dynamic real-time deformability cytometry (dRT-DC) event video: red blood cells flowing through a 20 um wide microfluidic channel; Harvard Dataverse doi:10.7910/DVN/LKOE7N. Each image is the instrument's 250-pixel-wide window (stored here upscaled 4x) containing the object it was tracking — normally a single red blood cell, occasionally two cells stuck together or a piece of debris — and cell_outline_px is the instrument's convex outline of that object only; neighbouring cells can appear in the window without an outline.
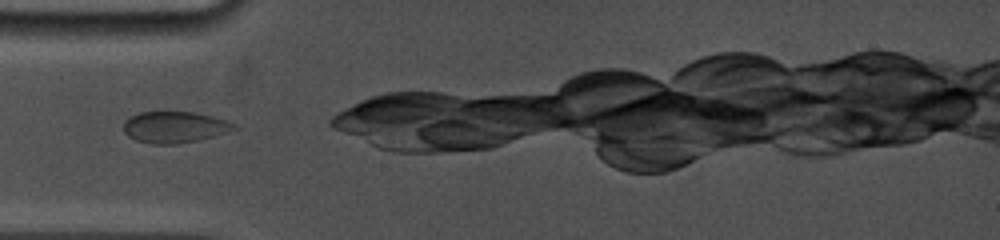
{"species": "common noctule bat (a hibernating species)", "species_latin": "Nyctalus noctula", "temperature_condition": "cold", "stored_images_in_passage": 6, "camera_frame_rate_fps": 5000, "um_per_image_px": 0.085, "animal": {"sex": "female", "body_mass_g": 19.0, "forearm_length_mm": 53.3}, "frame": {"image": 1, "passage_image": 1, "time_ms": 0.0, "image_size_px": [1000, 240], "cell_outline_px": [[240, 128], [228, 132], [196, 140], [176, 144], [152, 144], [136, 140], [128, 136], [124, 132], [124, 120], [140, 112], [196, 112], [212, 116], [236, 124]], "centroid_in_image_um": [14.84, 10.8], "position_along_channel_um": 70.2, "area_um2": 20.11}}
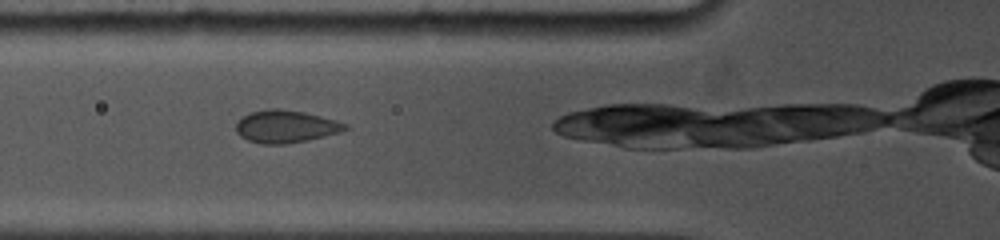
{"frame": {"image": 2, "passage_image": 2, "time_ms": 0.8, "image_size_px": [1000, 240], "cell_outline_px": [[348, 128], [340, 132], [308, 140], [284, 144], [260, 144], [248, 140], [240, 136], [236, 132], [236, 124], [244, 116], [252, 112], [268, 108], [276, 108], [304, 112], [336, 120], [348, 124]], "centroid_in_image_um": [24.29, 10.75], "position_along_channel_um": 101.5, "area_um2": 20.58}}
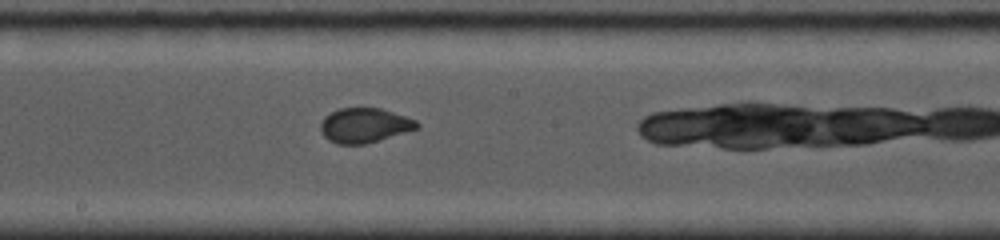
{"frame": {"image": 3, "passage_image": 6, "time_ms": 3.8, "image_size_px": [1000, 240], "cell_outline_px": [[420, 128], [364, 144], [336, 144], [328, 140], [320, 132], [320, 124], [324, 116], [340, 108], [380, 108], [416, 120], [420, 124]], "centroid_in_image_um": [30.96, 10.66], "position_along_channel_um": 217.2, "area_um2": 19.42}}